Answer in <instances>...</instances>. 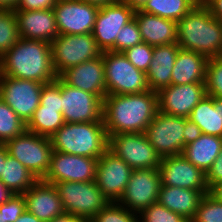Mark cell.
I'll return each mask as SVG.
<instances>
[{
  "label": "cell",
  "mask_w": 222,
  "mask_h": 222,
  "mask_svg": "<svg viewBox=\"0 0 222 222\" xmlns=\"http://www.w3.org/2000/svg\"><path fill=\"white\" fill-rule=\"evenodd\" d=\"M158 112L157 92L106 95L103 99V121L107 136L122 133H145Z\"/></svg>",
  "instance_id": "obj_1"
},
{
  "label": "cell",
  "mask_w": 222,
  "mask_h": 222,
  "mask_svg": "<svg viewBox=\"0 0 222 222\" xmlns=\"http://www.w3.org/2000/svg\"><path fill=\"white\" fill-rule=\"evenodd\" d=\"M0 76L32 80L43 84L57 79L49 42L20 38L0 58Z\"/></svg>",
  "instance_id": "obj_2"
},
{
  "label": "cell",
  "mask_w": 222,
  "mask_h": 222,
  "mask_svg": "<svg viewBox=\"0 0 222 222\" xmlns=\"http://www.w3.org/2000/svg\"><path fill=\"white\" fill-rule=\"evenodd\" d=\"M177 44L208 58L222 56V22L200 2L177 22Z\"/></svg>",
  "instance_id": "obj_3"
},
{
  "label": "cell",
  "mask_w": 222,
  "mask_h": 222,
  "mask_svg": "<svg viewBox=\"0 0 222 222\" xmlns=\"http://www.w3.org/2000/svg\"><path fill=\"white\" fill-rule=\"evenodd\" d=\"M54 151L99 158L108 149L103 119L100 122L64 123L51 137Z\"/></svg>",
  "instance_id": "obj_4"
},
{
  "label": "cell",
  "mask_w": 222,
  "mask_h": 222,
  "mask_svg": "<svg viewBox=\"0 0 222 222\" xmlns=\"http://www.w3.org/2000/svg\"><path fill=\"white\" fill-rule=\"evenodd\" d=\"M106 95H126L146 92L149 89L146 73L134 67L122 52L102 53Z\"/></svg>",
  "instance_id": "obj_5"
},
{
  "label": "cell",
  "mask_w": 222,
  "mask_h": 222,
  "mask_svg": "<svg viewBox=\"0 0 222 222\" xmlns=\"http://www.w3.org/2000/svg\"><path fill=\"white\" fill-rule=\"evenodd\" d=\"M54 186L57 189L64 212L88 222L110 203L95 181L58 182Z\"/></svg>",
  "instance_id": "obj_6"
},
{
  "label": "cell",
  "mask_w": 222,
  "mask_h": 222,
  "mask_svg": "<svg viewBox=\"0 0 222 222\" xmlns=\"http://www.w3.org/2000/svg\"><path fill=\"white\" fill-rule=\"evenodd\" d=\"M52 65L59 77L67 69L102 55L92 33L59 34L50 43Z\"/></svg>",
  "instance_id": "obj_7"
},
{
  "label": "cell",
  "mask_w": 222,
  "mask_h": 222,
  "mask_svg": "<svg viewBox=\"0 0 222 222\" xmlns=\"http://www.w3.org/2000/svg\"><path fill=\"white\" fill-rule=\"evenodd\" d=\"M4 145L9 155L21 162L38 180L45 177L53 152L49 137L25 130L21 135L10 139Z\"/></svg>",
  "instance_id": "obj_8"
},
{
  "label": "cell",
  "mask_w": 222,
  "mask_h": 222,
  "mask_svg": "<svg viewBox=\"0 0 222 222\" xmlns=\"http://www.w3.org/2000/svg\"><path fill=\"white\" fill-rule=\"evenodd\" d=\"M108 149L133 170L159 168L161 157L145 133H122L108 137Z\"/></svg>",
  "instance_id": "obj_9"
},
{
  "label": "cell",
  "mask_w": 222,
  "mask_h": 222,
  "mask_svg": "<svg viewBox=\"0 0 222 222\" xmlns=\"http://www.w3.org/2000/svg\"><path fill=\"white\" fill-rule=\"evenodd\" d=\"M43 86L32 80L0 76V99L27 124L40 105Z\"/></svg>",
  "instance_id": "obj_10"
},
{
  "label": "cell",
  "mask_w": 222,
  "mask_h": 222,
  "mask_svg": "<svg viewBox=\"0 0 222 222\" xmlns=\"http://www.w3.org/2000/svg\"><path fill=\"white\" fill-rule=\"evenodd\" d=\"M185 118L157 112L145 134L161 157L182 154L184 150L183 130Z\"/></svg>",
  "instance_id": "obj_11"
},
{
  "label": "cell",
  "mask_w": 222,
  "mask_h": 222,
  "mask_svg": "<svg viewBox=\"0 0 222 222\" xmlns=\"http://www.w3.org/2000/svg\"><path fill=\"white\" fill-rule=\"evenodd\" d=\"M160 188L161 178L158 168L134 169L118 203L139 214L157 202Z\"/></svg>",
  "instance_id": "obj_12"
},
{
  "label": "cell",
  "mask_w": 222,
  "mask_h": 222,
  "mask_svg": "<svg viewBox=\"0 0 222 222\" xmlns=\"http://www.w3.org/2000/svg\"><path fill=\"white\" fill-rule=\"evenodd\" d=\"M98 158L52 152L50 167L42 179L49 184L58 182L95 181Z\"/></svg>",
  "instance_id": "obj_13"
},
{
  "label": "cell",
  "mask_w": 222,
  "mask_h": 222,
  "mask_svg": "<svg viewBox=\"0 0 222 222\" xmlns=\"http://www.w3.org/2000/svg\"><path fill=\"white\" fill-rule=\"evenodd\" d=\"M62 114L65 123L100 122L103 100L92 93L71 87L61 79Z\"/></svg>",
  "instance_id": "obj_14"
},
{
  "label": "cell",
  "mask_w": 222,
  "mask_h": 222,
  "mask_svg": "<svg viewBox=\"0 0 222 222\" xmlns=\"http://www.w3.org/2000/svg\"><path fill=\"white\" fill-rule=\"evenodd\" d=\"M99 6L82 0H57L53 8L59 34L92 33Z\"/></svg>",
  "instance_id": "obj_15"
},
{
  "label": "cell",
  "mask_w": 222,
  "mask_h": 222,
  "mask_svg": "<svg viewBox=\"0 0 222 222\" xmlns=\"http://www.w3.org/2000/svg\"><path fill=\"white\" fill-rule=\"evenodd\" d=\"M134 13L135 11L121 0L99 8L92 35L102 52H115L116 37L134 18Z\"/></svg>",
  "instance_id": "obj_16"
},
{
  "label": "cell",
  "mask_w": 222,
  "mask_h": 222,
  "mask_svg": "<svg viewBox=\"0 0 222 222\" xmlns=\"http://www.w3.org/2000/svg\"><path fill=\"white\" fill-rule=\"evenodd\" d=\"M133 169L109 149L98 158L95 182L110 202H118Z\"/></svg>",
  "instance_id": "obj_17"
},
{
  "label": "cell",
  "mask_w": 222,
  "mask_h": 222,
  "mask_svg": "<svg viewBox=\"0 0 222 222\" xmlns=\"http://www.w3.org/2000/svg\"><path fill=\"white\" fill-rule=\"evenodd\" d=\"M158 170L161 185L209 191L206 174L189 162L183 154L161 158Z\"/></svg>",
  "instance_id": "obj_18"
},
{
  "label": "cell",
  "mask_w": 222,
  "mask_h": 222,
  "mask_svg": "<svg viewBox=\"0 0 222 222\" xmlns=\"http://www.w3.org/2000/svg\"><path fill=\"white\" fill-rule=\"evenodd\" d=\"M158 111L188 118L193 108L207 95L205 83L164 87L157 92Z\"/></svg>",
  "instance_id": "obj_19"
},
{
  "label": "cell",
  "mask_w": 222,
  "mask_h": 222,
  "mask_svg": "<svg viewBox=\"0 0 222 222\" xmlns=\"http://www.w3.org/2000/svg\"><path fill=\"white\" fill-rule=\"evenodd\" d=\"M20 38L51 43L59 35L53 9L14 10Z\"/></svg>",
  "instance_id": "obj_20"
},
{
  "label": "cell",
  "mask_w": 222,
  "mask_h": 222,
  "mask_svg": "<svg viewBox=\"0 0 222 222\" xmlns=\"http://www.w3.org/2000/svg\"><path fill=\"white\" fill-rule=\"evenodd\" d=\"M59 77L71 87L95 94L102 100L106 96L102 55L67 69Z\"/></svg>",
  "instance_id": "obj_21"
},
{
  "label": "cell",
  "mask_w": 222,
  "mask_h": 222,
  "mask_svg": "<svg viewBox=\"0 0 222 222\" xmlns=\"http://www.w3.org/2000/svg\"><path fill=\"white\" fill-rule=\"evenodd\" d=\"M22 195L26 210L42 222H50L64 213L54 184L39 179Z\"/></svg>",
  "instance_id": "obj_22"
},
{
  "label": "cell",
  "mask_w": 222,
  "mask_h": 222,
  "mask_svg": "<svg viewBox=\"0 0 222 222\" xmlns=\"http://www.w3.org/2000/svg\"><path fill=\"white\" fill-rule=\"evenodd\" d=\"M134 18L144 43L151 46L177 43V22L140 10L135 11Z\"/></svg>",
  "instance_id": "obj_23"
},
{
  "label": "cell",
  "mask_w": 222,
  "mask_h": 222,
  "mask_svg": "<svg viewBox=\"0 0 222 222\" xmlns=\"http://www.w3.org/2000/svg\"><path fill=\"white\" fill-rule=\"evenodd\" d=\"M180 47L177 43L154 46L146 79L150 90L158 92L171 85L173 67Z\"/></svg>",
  "instance_id": "obj_24"
},
{
  "label": "cell",
  "mask_w": 222,
  "mask_h": 222,
  "mask_svg": "<svg viewBox=\"0 0 222 222\" xmlns=\"http://www.w3.org/2000/svg\"><path fill=\"white\" fill-rule=\"evenodd\" d=\"M207 193L209 191L161 185L157 202L190 222L200 201Z\"/></svg>",
  "instance_id": "obj_25"
},
{
  "label": "cell",
  "mask_w": 222,
  "mask_h": 222,
  "mask_svg": "<svg viewBox=\"0 0 222 222\" xmlns=\"http://www.w3.org/2000/svg\"><path fill=\"white\" fill-rule=\"evenodd\" d=\"M208 60L203 54L180 48L173 67L171 84L205 83Z\"/></svg>",
  "instance_id": "obj_26"
},
{
  "label": "cell",
  "mask_w": 222,
  "mask_h": 222,
  "mask_svg": "<svg viewBox=\"0 0 222 222\" xmlns=\"http://www.w3.org/2000/svg\"><path fill=\"white\" fill-rule=\"evenodd\" d=\"M222 150V137L202 134L198 139L187 144L183 156L205 174Z\"/></svg>",
  "instance_id": "obj_27"
},
{
  "label": "cell",
  "mask_w": 222,
  "mask_h": 222,
  "mask_svg": "<svg viewBox=\"0 0 222 222\" xmlns=\"http://www.w3.org/2000/svg\"><path fill=\"white\" fill-rule=\"evenodd\" d=\"M188 119L196 123L203 134L222 137L220 98L206 95L193 108Z\"/></svg>",
  "instance_id": "obj_28"
},
{
  "label": "cell",
  "mask_w": 222,
  "mask_h": 222,
  "mask_svg": "<svg viewBox=\"0 0 222 222\" xmlns=\"http://www.w3.org/2000/svg\"><path fill=\"white\" fill-rule=\"evenodd\" d=\"M38 179L17 159L7 156L0 175L6 187L14 194H24Z\"/></svg>",
  "instance_id": "obj_29"
},
{
  "label": "cell",
  "mask_w": 222,
  "mask_h": 222,
  "mask_svg": "<svg viewBox=\"0 0 222 222\" xmlns=\"http://www.w3.org/2000/svg\"><path fill=\"white\" fill-rule=\"evenodd\" d=\"M64 123L63 114L59 112V108H43L39 105L26 124V130L50 138Z\"/></svg>",
  "instance_id": "obj_30"
},
{
  "label": "cell",
  "mask_w": 222,
  "mask_h": 222,
  "mask_svg": "<svg viewBox=\"0 0 222 222\" xmlns=\"http://www.w3.org/2000/svg\"><path fill=\"white\" fill-rule=\"evenodd\" d=\"M199 3L198 0H149L140 11L178 22Z\"/></svg>",
  "instance_id": "obj_31"
},
{
  "label": "cell",
  "mask_w": 222,
  "mask_h": 222,
  "mask_svg": "<svg viewBox=\"0 0 222 222\" xmlns=\"http://www.w3.org/2000/svg\"><path fill=\"white\" fill-rule=\"evenodd\" d=\"M25 130L26 124L0 99V144H5L10 139L21 135Z\"/></svg>",
  "instance_id": "obj_32"
},
{
  "label": "cell",
  "mask_w": 222,
  "mask_h": 222,
  "mask_svg": "<svg viewBox=\"0 0 222 222\" xmlns=\"http://www.w3.org/2000/svg\"><path fill=\"white\" fill-rule=\"evenodd\" d=\"M20 39L17 21L12 10H0V58Z\"/></svg>",
  "instance_id": "obj_33"
},
{
  "label": "cell",
  "mask_w": 222,
  "mask_h": 222,
  "mask_svg": "<svg viewBox=\"0 0 222 222\" xmlns=\"http://www.w3.org/2000/svg\"><path fill=\"white\" fill-rule=\"evenodd\" d=\"M89 222H138V214L128 210L118 202H110Z\"/></svg>",
  "instance_id": "obj_34"
},
{
  "label": "cell",
  "mask_w": 222,
  "mask_h": 222,
  "mask_svg": "<svg viewBox=\"0 0 222 222\" xmlns=\"http://www.w3.org/2000/svg\"><path fill=\"white\" fill-rule=\"evenodd\" d=\"M190 222H222V202L205 194Z\"/></svg>",
  "instance_id": "obj_35"
},
{
  "label": "cell",
  "mask_w": 222,
  "mask_h": 222,
  "mask_svg": "<svg viewBox=\"0 0 222 222\" xmlns=\"http://www.w3.org/2000/svg\"><path fill=\"white\" fill-rule=\"evenodd\" d=\"M205 86L207 95L222 98V56L209 58Z\"/></svg>",
  "instance_id": "obj_36"
},
{
  "label": "cell",
  "mask_w": 222,
  "mask_h": 222,
  "mask_svg": "<svg viewBox=\"0 0 222 222\" xmlns=\"http://www.w3.org/2000/svg\"><path fill=\"white\" fill-rule=\"evenodd\" d=\"M138 222H189L158 202L143 209L138 215Z\"/></svg>",
  "instance_id": "obj_37"
},
{
  "label": "cell",
  "mask_w": 222,
  "mask_h": 222,
  "mask_svg": "<svg viewBox=\"0 0 222 222\" xmlns=\"http://www.w3.org/2000/svg\"><path fill=\"white\" fill-rule=\"evenodd\" d=\"M143 42L139 26L133 18L118 33L115 41V52H124L127 48Z\"/></svg>",
  "instance_id": "obj_38"
},
{
  "label": "cell",
  "mask_w": 222,
  "mask_h": 222,
  "mask_svg": "<svg viewBox=\"0 0 222 222\" xmlns=\"http://www.w3.org/2000/svg\"><path fill=\"white\" fill-rule=\"evenodd\" d=\"M153 48L154 46L142 42L141 44L127 48L122 53L134 67L146 73L152 60Z\"/></svg>",
  "instance_id": "obj_39"
},
{
  "label": "cell",
  "mask_w": 222,
  "mask_h": 222,
  "mask_svg": "<svg viewBox=\"0 0 222 222\" xmlns=\"http://www.w3.org/2000/svg\"><path fill=\"white\" fill-rule=\"evenodd\" d=\"M40 105L43 108H59L62 112L61 78L51 83L44 84L40 96Z\"/></svg>",
  "instance_id": "obj_40"
},
{
  "label": "cell",
  "mask_w": 222,
  "mask_h": 222,
  "mask_svg": "<svg viewBox=\"0 0 222 222\" xmlns=\"http://www.w3.org/2000/svg\"><path fill=\"white\" fill-rule=\"evenodd\" d=\"M25 210V200L22 194H14L9 200L3 203V216L6 222H16Z\"/></svg>",
  "instance_id": "obj_41"
},
{
  "label": "cell",
  "mask_w": 222,
  "mask_h": 222,
  "mask_svg": "<svg viewBox=\"0 0 222 222\" xmlns=\"http://www.w3.org/2000/svg\"><path fill=\"white\" fill-rule=\"evenodd\" d=\"M219 182H222V150L206 173V184L209 190Z\"/></svg>",
  "instance_id": "obj_42"
},
{
  "label": "cell",
  "mask_w": 222,
  "mask_h": 222,
  "mask_svg": "<svg viewBox=\"0 0 222 222\" xmlns=\"http://www.w3.org/2000/svg\"><path fill=\"white\" fill-rule=\"evenodd\" d=\"M57 0H20L15 10L53 9Z\"/></svg>",
  "instance_id": "obj_43"
},
{
  "label": "cell",
  "mask_w": 222,
  "mask_h": 222,
  "mask_svg": "<svg viewBox=\"0 0 222 222\" xmlns=\"http://www.w3.org/2000/svg\"><path fill=\"white\" fill-rule=\"evenodd\" d=\"M202 134L203 133L200 127L196 123H193L188 118H185V127L183 130L184 147L198 139Z\"/></svg>",
  "instance_id": "obj_44"
},
{
  "label": "cell",
  "mask_w": 222,
  "mask_h": 222,
  "mask_svg": "<svg viewBox=\"0 0 222 222\" xmlns=\"http://www.w3.org/2000/svg\"><path fill=\"white\" fill-rule=\"evenodd\" d=\"M202 3L208 8L214 18L222 22V0H203Z\"/></svg>",
  "instance_id": "obj_45"
},
{
  "label": "cell",
  "mask_w": 222,
  "mask_h": 222,
  "mask_svg": "<svg viewBox=\"0 0 222 222\" xmlns=\"http://www.w3.org/2000/svg\"><path fill=\"white\" fill-rule=\"evenodd\" d=\"M50 222H88V221H86L85 219H82L80 217H77L72 214L64 212L62 215L55 217Z\"/></svg>",
  "instance_id": "obj_46"
},
{
  "label": "cell",
  "mask_w": 222,
  "mask_h": 222,
  "mask_svg": "<svg viewBox=\"0 0 222 222\" xmlns=\"http://www.w3.org/2000/svg\"><path fill=\"white\" fill-rule=\"evenodd\" d=\"M13 195L14 193L9 190L2 181H0V205L9 200Z\"/></svg>",
  "instance_id": "obj_47"
},
{
  "label": "cell",
  "mask_w": 222,
  "mask_h": 222,
  "mask_svg": "<svg viewBox=\"0 0 222 222\" xmlns=\"http://www.w3.org/2000/svg\"><path fill=\"white\" fill-rule=\"evenodd\" d=\"M134 11L141 10L149 0H121Z\"/></svg>",
  "instance_id": "obj_48"
},
{
  "label": "cell",
  "mask_w": 222,
  "mask_h": 222,
  "mask_svg": "<svg viewBox=\"0 0 222 222\" xmlns=\"http://www.w3.org/2000/svg\"><path fill=\"white\" fill-rule=\"evenodd\" d=\"M16 222H42L35 215L25 210L16 220Z\"/></svg>",
  "instance_id": "obj_49"
},
{
  "label": "cell",
  "mask_w": 222,
  "mask_h": 222,
  "mask_svg": "<svg viewBox=\"0 0 222 222\" xmlns=\"http://www.w3.org/2000/svg\"><path fill=\"white\" fill-rule=\"evenodd\" d=\"M20 0H0V10L14 11Z\"/></svg>",
  "instance_id": "obj_50"
},
{
  "label": "cell",
  "mask_w": 222,
  "mask_h": 222,
  "mask_svg": "<svg viewBox=\"0 0 222 222\" xmlns=\"http://www.w3.org/2000/svg\"><path fill=\"white\" fill-rule=\"evenodd\" d=\"M209 193L214 196L218 201L222 202V182L215 184Z\"/></svg>",
  "instance_id": "obj_51"
},
{
  "label": "cell",
  "mask_w": 222,
  "mask_h": 222,
  "mask_svg": "<svg viewBox=\"0 0 222 222\" xmlns=\"http://www.w3.org/2000/svg\"><path fill=\"white\" fill-rule=\"evenodd\" d=\"M8 155L9 153L6 146L4 144H0V175L1 172H3V163H5Z\"/></svg>",
  "instance_id": "obj_52"
},
{
  "label": "cell",
  "mask_w": 222,
  "mask_h": 222,
  "mask_svg": "<svg viewBox=\"0 0 222 222\" xmlns=\"http://www.w3.org/2000/svg\"><path fill=\"white\" fill-rule=\"evenodd\" d=\"M84 2H88L89 4H94L96 6H105V5H108V4H112V3H115L119 0H82Z\"/></svg>",
  "instance_id": "obj_53"
},
{
  "label": "cell",
  "mask_w": 222,
  "mask_h": 222,
  "mask_svg": "<svg viewBox=\"0 0 222 222\" xmlns=\"http://www.w3.org/2000/svg\"><path fill=\"white\" fill-rule=\"evenodd\" d=\"M0 222H6L3 216V204L0 205Z\"/></svg>",
  "instance_id": "obj_54"
},
{
  "label": "cell",
  "mask_w": 222,
  "mask_h": 222,
  "mask_svg": "<svg viewBox=\"0 0 222 222\" xmlns=\"http://www.w3.org/2000/svg\"><path fill=\"white\" fill-rule=\"evenodd\" d=\"M221 116H222V98H220Z\"/></svg>",
  "instance_id": "obj_55"
}]
</instances>
